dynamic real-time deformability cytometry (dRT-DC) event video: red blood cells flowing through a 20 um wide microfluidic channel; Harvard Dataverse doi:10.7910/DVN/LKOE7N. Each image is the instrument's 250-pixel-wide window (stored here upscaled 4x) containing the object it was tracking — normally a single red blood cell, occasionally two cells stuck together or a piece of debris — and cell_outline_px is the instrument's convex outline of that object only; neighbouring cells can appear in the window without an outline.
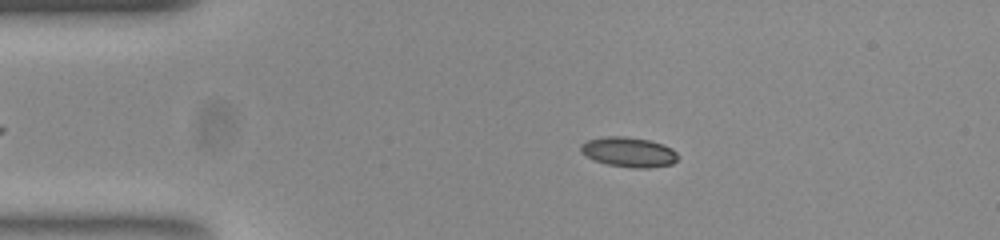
{"species": "common noctule bat (a hibernating species)", "species_latin": "Nyctalus noctula", "temperature_condition": "room temperature", "stored_images_in_passage": 46, "camera_frame_rate_fps": 3000, "um_per_image_px": 0.085, "animal": {"sex": "female", "body_mass_g": 23.0, "forearm_length_mm": 53.4}, "frame": {"image": 1, "passage_image": 10, "time_ms": 3.0, "image_size_px": [1000, 240], "cell_outline_px": [[680, 156], [672, 164], [648, 168], [632, 168], [608, 164], [596, 160], [580, 152], [580, 144], [588, 140], [608, 136], [624, 136], [648, 140], [664, 144], [672, 148]], "centroid_in_image_um": [53.48, 12.92], "position_along_channel_um": 31.5, "area_um2": 16.88}}
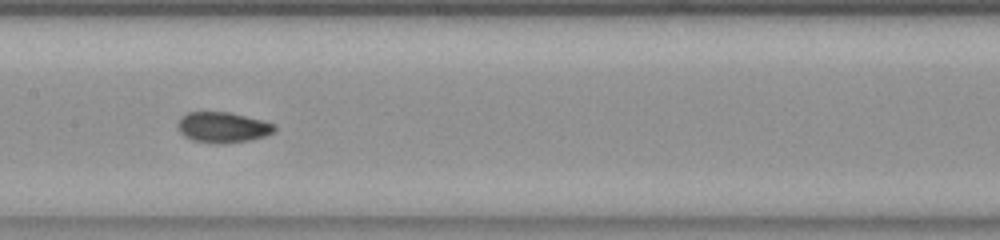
{"frame": {"image": 2, "passage_image": 26, "time_ms": 8.333, "image_size_px": [1000, 240], "cell_outline_px": [[276, 128], [272, 132], [264, 136], [248, 140], [192, 140], [184, 136], [180, 132], [180, 116], [188, 112], [228, 112], [264, 120], [276, 124]], "centroid_in_image_um": [18.97, 10.75], "position_along_channel_um": 188.4, "area_um2": 16.24}}
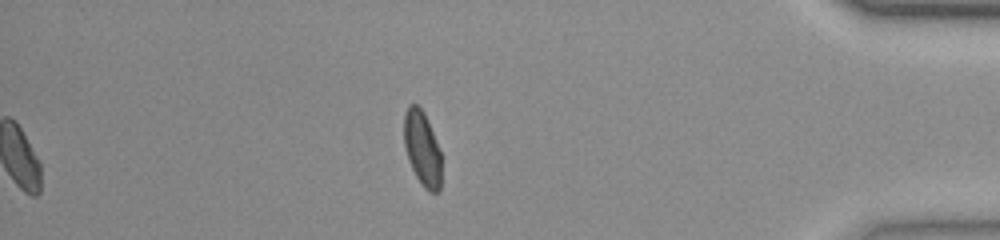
{"frame": {"image": 3, "passage_image": 46, "time_ms": 15.0, "image_size_px": [1000, 240], "cell_outline_px": [[440, 188], [436, 192], [428, 192], [424, 188], [416, 176], [408, 160], [404, 144], [404, 116], [408, 104], [416, 104], [424, 112], [440, 152]], "centroid_in_image_um": [35.86, 12.62], "position_along_channel_um": 399.3, "area_um2": 16.01}, "authors_computed_cell_mechanics": {"area_um2": 16.3863, "velocity_mm_per_s": 3.7855, "shape_relaxation_time_tau1_ms": null, "shape_relaxation_time_tau2_ms": 1.1651, "deformation_change_tau1": null, "deformation_change_tau2": 0.057}}